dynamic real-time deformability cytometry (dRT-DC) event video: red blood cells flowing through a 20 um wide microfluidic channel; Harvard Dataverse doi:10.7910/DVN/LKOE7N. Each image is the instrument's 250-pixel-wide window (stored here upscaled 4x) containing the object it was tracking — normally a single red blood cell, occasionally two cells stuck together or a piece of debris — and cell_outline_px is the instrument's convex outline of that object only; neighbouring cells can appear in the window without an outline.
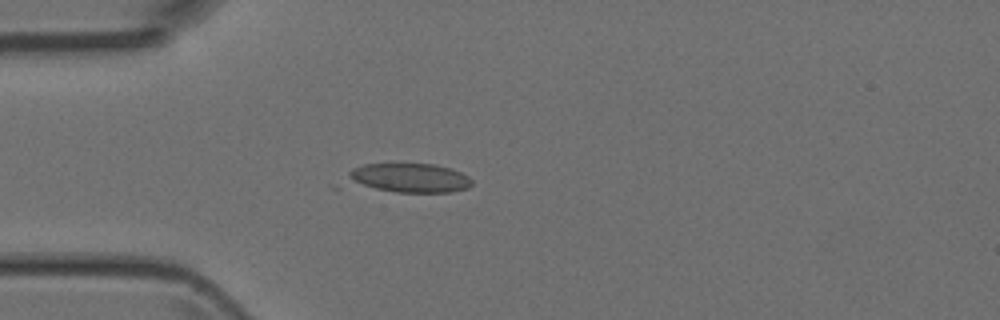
{"species": "Egyptian fruit bat (a non-hibernating species)", "species_latin": "Rousettus aegyptiacus", "temperature_condition": "room temperature", "stored_images_in_passage": 2, "camera_frame_rate_fps": 3000, "um_per_image_px": 0.085, "animal": {"sex": "female"}, "frame": {"image": 1, "passage_image": 2, "time_ms": 1.0, "image_size_px": [1000, 320], "cell_outline_px": [[472, 184], [468, 188], [452, 192], [396, 192], [376, 188], [348, 180], [348, 172], [352, 168], [364, 164], [436, 164], [452, 168], [468, 176], [472, 180]], "centroid_in_image_um": [34.88, 15.11], "position_along_channel_um": 50.1, "area_um2": 20.87}}